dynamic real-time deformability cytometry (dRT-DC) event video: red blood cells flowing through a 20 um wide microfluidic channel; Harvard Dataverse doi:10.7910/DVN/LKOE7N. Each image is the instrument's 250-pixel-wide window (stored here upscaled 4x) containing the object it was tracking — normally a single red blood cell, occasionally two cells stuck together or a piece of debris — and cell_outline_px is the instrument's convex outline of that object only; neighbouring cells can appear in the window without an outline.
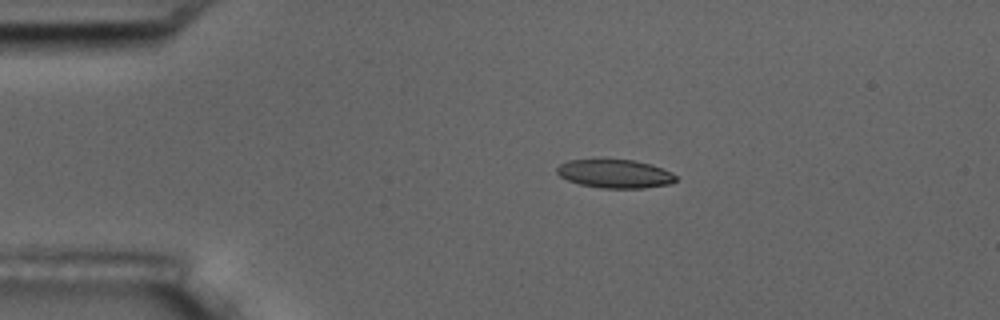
{"species": "common noctule bat (a hibernating species)", "species_latin": "Nyctalus noctula", "temperature_condition": "room temperature", "stored_images_in_passage": 16, "camera_frame_rate_fps": 3000, "um_per_image_px": 0.085, "animal": {"sex": "male", "body_mass_g": 17.5, "forearm_length_mm": 52.3}, "frame": {"image": 1, "passage_image": 3, "time_ms": 2.333, "image_size_px": [1000, 320], "cell_outline_px": [[676, 180], [668, 184], [644, 188], [600, 188], [580, 184], [568, 180], [560, 176], [556, 172], [556, 168], [560, 164], [568, 160], [632, 160], [652, 164], [676, 176]], "centroid_in_image_um": [52.23, 14.77], "position_along_channel_um": 32.8, "area_um2": 19.48}}
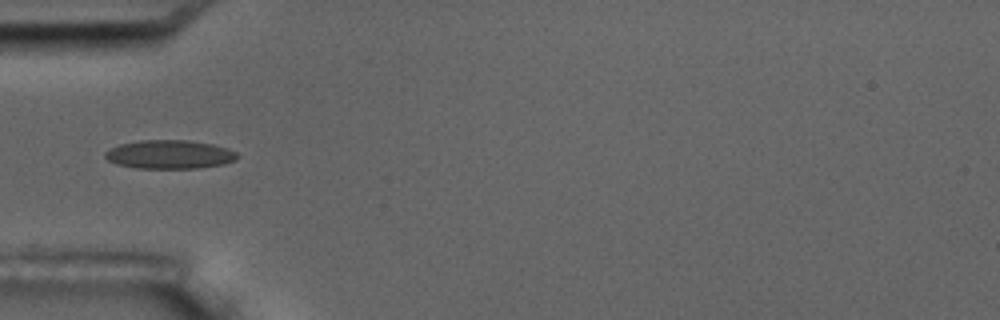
{"frame": {"image": 2, "passage_image": 5, "time_ms": 4.667, "image_size_px": [1000, 320], "cell_outline_px": [[240, 156], [236, 160], [224, 164], [196, 168], [136, 168], [116, 164], [108, 160], [104, 156], [104, 152], [120, 144], [140, 140], [188, 140], [212, 144], [228, 148], [236, 152]], "centroid_in_image_um": [14.43, 13.13], "position_along_channel_um": 70.6, "area_um2": 22.14}}
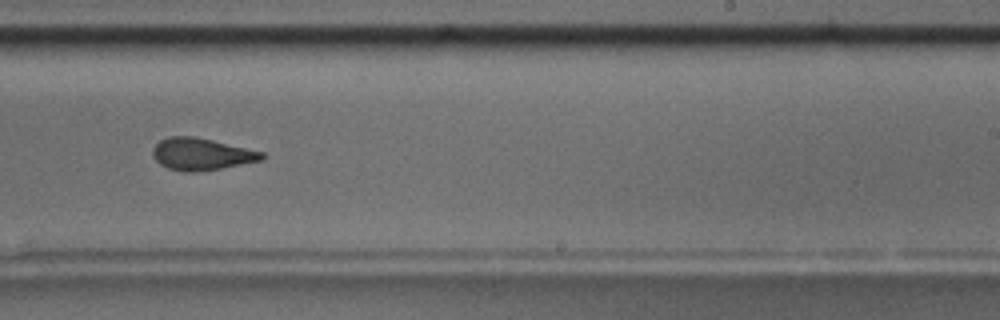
{"frame": {"image": 3, "passage_image": 10, "time_ms": 10.333, "image_size_px": [1000, 320], "cell_outline_px": [[264, 160], [220, 168], [196, 172], [184, 172], [168, 168], [160, 164], [156, 160], [152, 152], [152, 148], [160, 140], [168, 136], [192, 136], [212, 140], [264, 152]], "centroid_in_image_um": [17.11, 13.1], "position_along_channel_um": 271.9, "area_um2": 20.29}, "authors_computed_cell_mechanics": {"area_um2": 20.4323, "velocity_mm_per_s": 3.5534, "shape_relaxation_time_tau1_ms": 5.1986, "shape_relaxation_time_tau2_ms": 1.7183, "deformation_change_tau1": 0.125, "deformation_change_tau2": 0.0555}}